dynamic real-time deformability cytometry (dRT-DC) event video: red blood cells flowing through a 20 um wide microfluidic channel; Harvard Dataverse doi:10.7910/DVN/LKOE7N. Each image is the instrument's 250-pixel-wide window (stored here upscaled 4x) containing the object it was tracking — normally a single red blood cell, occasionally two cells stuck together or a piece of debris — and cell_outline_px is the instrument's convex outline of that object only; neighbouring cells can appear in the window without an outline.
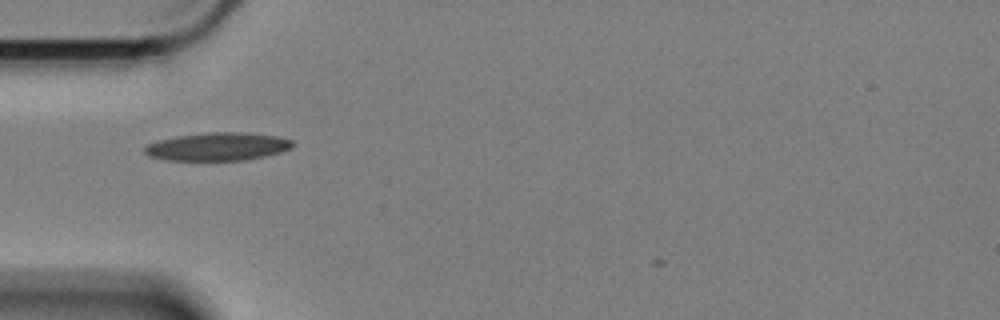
{"species": "Egyptian fruit bat (a non-hibernating species)", "species_latin": "Rousettus aegyptiacus", "temperature_condition": "cold", "stored_images_in_passage": 35, "camera_frame_rate_fps": 3000, "um_per_image_px": 0.085, "animal": {"sex": "female"}, "frame": {"image": 1, "passage_image": 1, "time_ms": 0.0, "image_size_px": [1000, 320], "cell_outline_px": [[296, 144], [292, 148], [280, 152], [264, 156], [244, 160], [168, 160], [148, 156], [144, 152], [144, 148], [148, 144], [156, 140], [176, 136], [208, 132], [248, 132], [276, 136], [292, 140]], "centroid_in_image_um": [18.5, 12.45], "position_along_channel_um": 66.5, "area_um2": 24.33}}
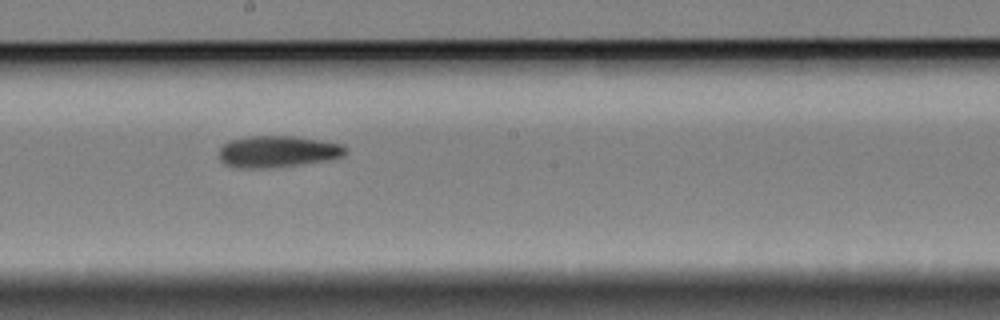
{"frame": {"image": 2, "passage_image": 15, "time_ms": 4.667, "image_size_px": [1000, 320], "cell_outline_px": [[348, 148], [344, 156], [324, 160], [268, 168], [236, 168], [224, 164], [220, 160], [216, 152], [224, 144], [232, 140], [248, 136], [296, 136], [344, 144]], "centroid_in_image_um": [23.56, 12.87], "position_along_channel_um": 224.6, "area_um2": 23.35}}
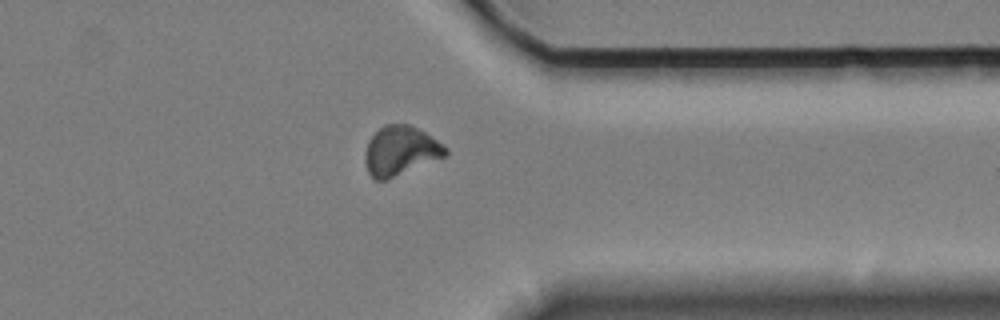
{"frame": {"image": 3, "passage_image": 29, "time_ms": 9.333, "image_size_px": [1000, 320], "cell_outline_px": [[448, 156], [388, 180], [376, 180], [368, 172], [364, 160], [364, 152], [368, 140], [384, 124], [408, 124], [424, 132], [444, 144], [448, 148]], "centroid_in_image_um": [34.06, 12.84], "position_along_channel_um": 377.3, "area_um2": 23.47}}